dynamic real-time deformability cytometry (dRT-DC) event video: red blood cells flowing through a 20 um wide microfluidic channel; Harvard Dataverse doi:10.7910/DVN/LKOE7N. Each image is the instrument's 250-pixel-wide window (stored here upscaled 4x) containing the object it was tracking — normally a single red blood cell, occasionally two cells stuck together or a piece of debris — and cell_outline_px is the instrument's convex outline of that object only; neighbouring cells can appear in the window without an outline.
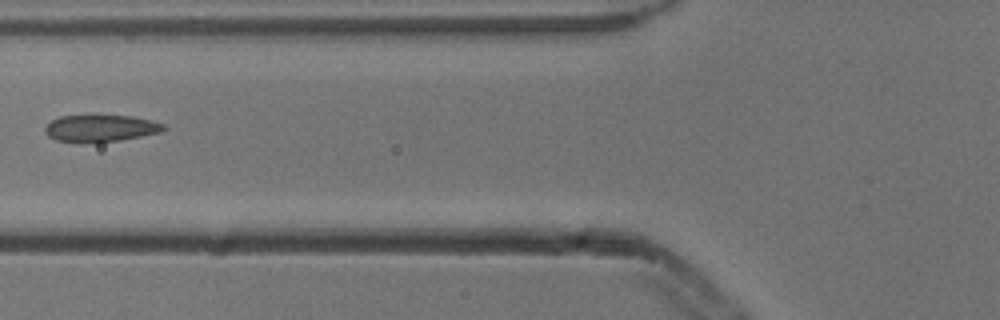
{"species": "common noctule bat (a hibernating species)", "species_latin": "Nyctalus noctula", "temperature_condition": "cold", "stored_images_in_passage": 6, "camera_frame_rate_fps": 3000, "um_per_image_px": 0.085, "animal": {"sex": "male", "body_mass_g": 13.3}, "frame": {"image": 1, "passage_image": 6, "time_ms": 1.667, "image_size_px": [1000, 320], "cell_outline_px": [[168, 128], [160, 132], [120, 140], [80, 144], [56, 140], [48, 136], [44, 132], [44, 128], [52, 120], [60, 116], [88, 112], [132, 116], [164, 124]], "centroid_in_image_um": [8.47, 10.86], "position_along_channel_um": 117.3, "area_um2": 19.65}}